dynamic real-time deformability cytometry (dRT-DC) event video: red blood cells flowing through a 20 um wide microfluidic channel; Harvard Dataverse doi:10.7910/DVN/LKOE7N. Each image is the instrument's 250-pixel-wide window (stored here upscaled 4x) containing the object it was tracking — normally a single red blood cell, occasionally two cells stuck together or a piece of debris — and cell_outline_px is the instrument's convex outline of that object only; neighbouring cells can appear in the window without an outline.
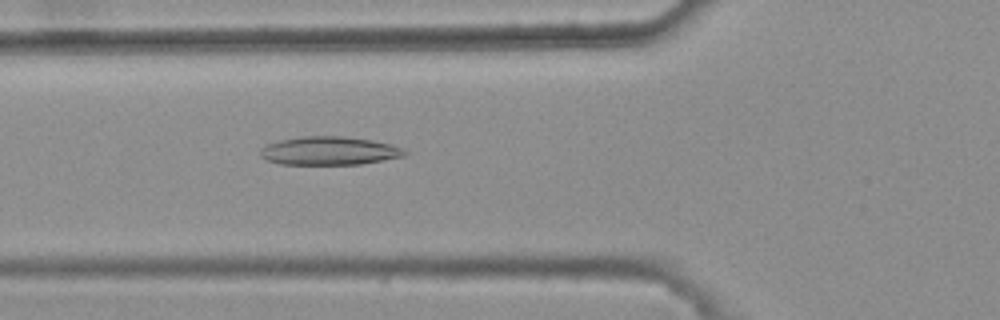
{"species": "common noctule bat (a hibernating species)", "species_latin": "Nyctalus noctula", "temperature_condition": "warm", "stored_images_in_passage": 47, "camera_frame_rate_fps": 3000, "um_per_image_px": 0.085, "animal": {"sex": "female", "body_mass_g": 25.1}, "frame": {"image": 1, "passage_image": 19, "time_ms": 6.0, "image_size_px": [1000, 320], "cell_outline_px": [[408, 152], [404, 156], [360, 164], [280, 164], [268, 160], [260, 156], [260, 152], [268, 144], [280, 140], [304, 136], [344, 136], [372, 140], [392, 144]], "centroid_in_image_um": [28.01, 12.81], "position_along_channel_um": 97.8, "area_um2": 23.64}}
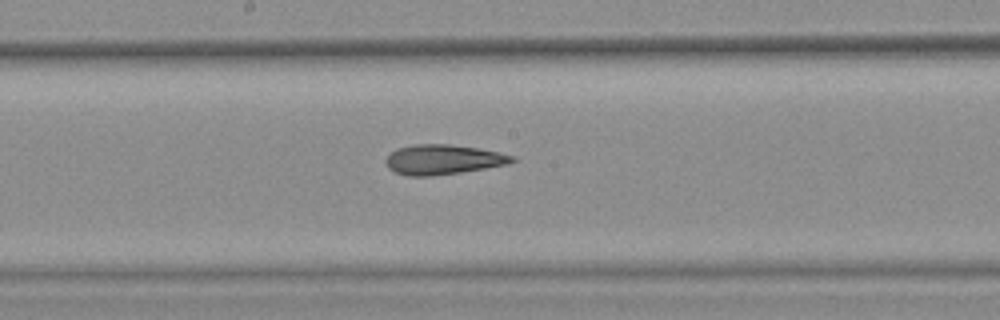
{"frame": {"image": 2, "passage_image": 28, "time_ms": 9.0, "image_size_px": [1000, 320], "cell_outline_px": [[516, 160], [508, 164], [460, 172], [432, 176], [408, 176], [396, 172], [388, 168], [384, 160], [396, 148], [416, 144], [448, 144], [476, 148], [516, 156]], "centroid_in_image_um": [37.63, 13.56], "position_along_channel_um": 210.6, "area_um2": 21.79}}
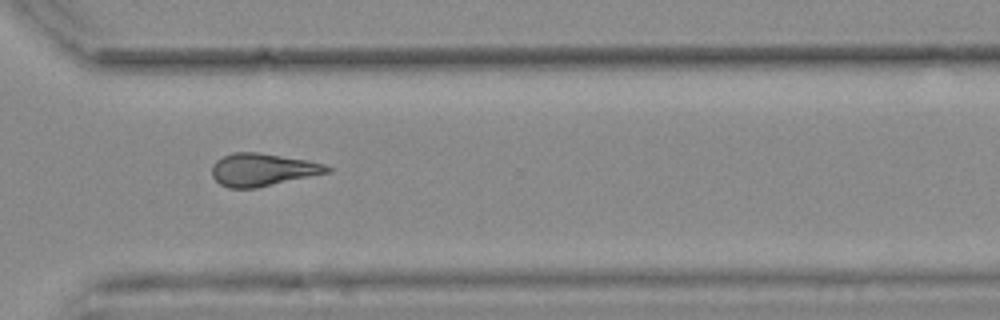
{"frame": {"image": 3, "passage_image": 39, "time_ms": 12.667, "image_size_px": [1000, 320], "cell_outline_px": [[332, 172], [256, 188], [228, 188], [220, 184], [212, 176], [212, 164], [216, 160], [232, 152], [256, 152], [308, 160], [324, 164], [332, 168]], "centroid_in_image_um": [22.33, 14.43], "position_along_channel_um": 348.3, "area_um2": 22.02}, "authors_computed_cell_mechanics": {"area_um2": 22.1952, "velocity_mm_per_s": 3.7516, "shape_relaxation_time_tau1_ms": null, "shape_relaxation_time_tau2_ms": 4.2913, "deformation_change_tau1": null, "deformation_change_tau2": 0.1467}}